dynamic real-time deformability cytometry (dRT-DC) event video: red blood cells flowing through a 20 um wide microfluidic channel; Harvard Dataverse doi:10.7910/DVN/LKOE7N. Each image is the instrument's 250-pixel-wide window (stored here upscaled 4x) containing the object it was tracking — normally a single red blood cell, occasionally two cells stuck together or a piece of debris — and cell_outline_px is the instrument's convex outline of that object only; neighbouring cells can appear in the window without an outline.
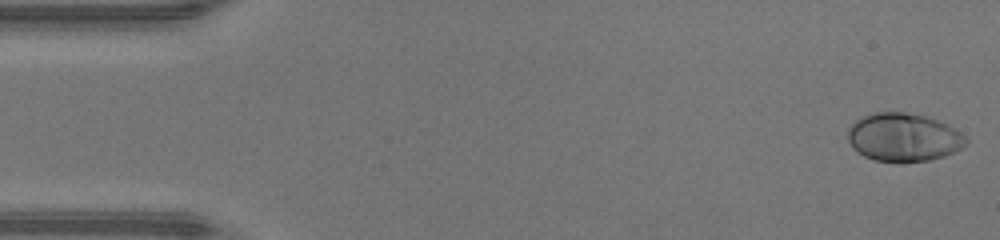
{"species": "human", "species_latin": "Homo sapiens", "temperature_condition": "warm", "stored_images_in_passage": 46, "camera_frame_rate_fps": 3000, "um_per_image_px": 0.085, "donor": {"sex": "male"}, "frame": {"image": 1, "passage_image": 1, "time_ms": 0.0, "image_size_px": [1000, 240], "cell_outline_px": [[968, 144], [944, 156], [928, 160], [904, 164], [900, 164], [872, 160], [864, 156], [852, 148], [848, 140], [848, 128], [856, 120], [864, 116], [876, 112], [904, 112], [924, 116], [936, 120], [960, 132], [968, 140]], "centroid_in_image_um": [76.76, 11.71], "position_along_channel_um": 8.2, "area_um2": 33.41}}
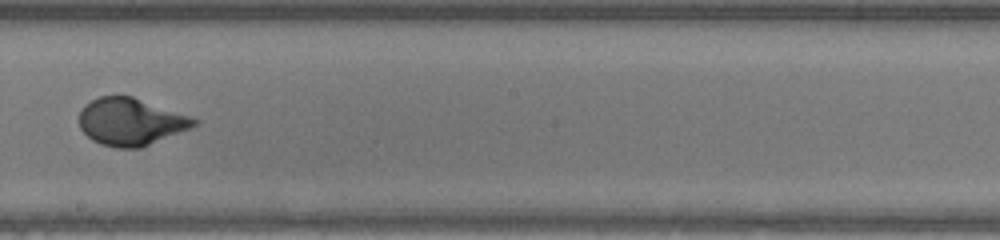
{"frame": {"image": 2, "passage_image": 26, "time_ms": 8.333, "image_size_px": [1000, 240], "cell_outline_px": [[200, 124], [192, 128], [140, 148], [116, 148], [100, 144], [92, 140], [80, 128], [80, 108], [84, 104], [100, 96], [132, 96], [200, 120]], "centroid_in_image_um": [11.12, 10.36], "position_along_channel_um": 237.1, "area_um2": 31.62}}
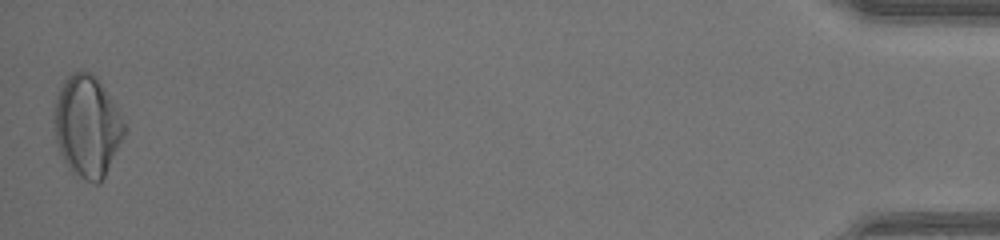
{"frame": {"image": 3, "passage_image": 46, "time_ms": 15.0, "image_size_px": [1000, 240], "cell_outline_px": [[128, 128], [100, 184], [96, 184], [84, 180], [72, 172], [68, 168], [60, 152], [56, 140], [56, 96], [64, 80], [72, 72], [92, 72], [96, 76], [116, 104]], "centroid_in_image_um": [7.45, 10.73], "position_along_channel_um": 427.7, "area_um2": 41.21}, "authors_computed_cell_mechanics": {"area_um2": 32.0501, "velocity_mm_per_s": 4.4037, "shape_relaxation_time_tau1_ms": 3.4274, "shape_relaxation_time_tau2_ms": null, "deformation_change_tau1": 0.2157, "deformation_change_tau2": null}}